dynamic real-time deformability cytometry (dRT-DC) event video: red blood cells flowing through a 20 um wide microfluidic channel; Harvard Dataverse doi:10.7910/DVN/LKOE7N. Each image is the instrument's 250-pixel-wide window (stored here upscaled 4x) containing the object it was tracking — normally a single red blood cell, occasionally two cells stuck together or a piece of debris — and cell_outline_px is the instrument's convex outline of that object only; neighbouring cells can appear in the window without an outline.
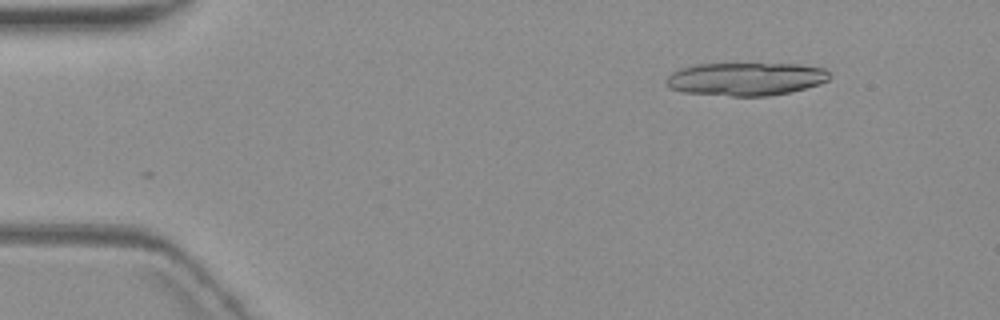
{"species": "common noctule bat (a hibernating species)", "species_latin": "Nyctalus noctula", "temperature_condition": "warm", "stored_images_in_passage": 5, "camera_frame_rate_fps": 3000, "um_per_image_px": 0.085, "animal": {"sex": "female", "body_mass_g": 19.3, "forearm_length_mm": 54.1}, "frame": {"image": 1, "passage_image": 1, "time_ms": 0.0, "image_size_px": [1000, 320], "cell_outline_px": [[832, 76], [828, 80], [820, 84], [788, 92], [768, 96], [732, 96], [684, 92], [668, 88], [664, 84], [664, 80], [672, 72], [680, 68], [696, 64], [800, 64], [824, 68], [832, 72]], "centroid_in_image_um": [63.39, 6.71], "position_along_channel_um": 21.6, "area_um2": 31.73}}